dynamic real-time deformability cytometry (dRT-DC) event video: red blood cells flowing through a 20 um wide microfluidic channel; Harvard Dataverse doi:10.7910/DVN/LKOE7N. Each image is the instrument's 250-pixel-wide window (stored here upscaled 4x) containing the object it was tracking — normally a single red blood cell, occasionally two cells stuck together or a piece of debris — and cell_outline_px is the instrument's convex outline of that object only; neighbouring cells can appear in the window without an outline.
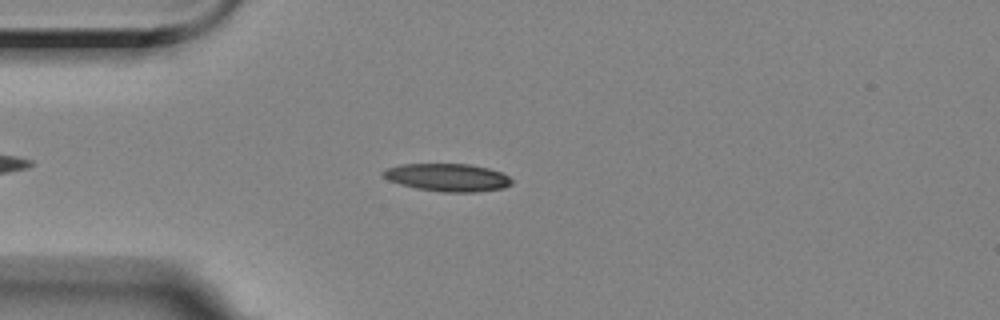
{"species": "Egyptian fruit bat (a non-hibernating species)", "species_latin": "Rousettus aegyptiacus", "temperature_condition": "room temperature", "stored_images_in_passage": 45, "camera_frame_rate_fps": 3000, "um_per_image_px": 0.085, "animal": {"sex": "female"}, "frame": {"image": 1, "passage_image": 7, "time_ms": 2.0, "image_size_px": [1000, 320], "cell_outline_px": [[512, 184], [504, 188], [476, 192], [440, 192], [416, 188], [400, 184], [388, 180], [380, 172], [388, 168], [400, 164], [468, 164], [488, 168], [500, 172], [508, 176], [512, 180]], "centroid_in_image_um": [38.04, 15.09], "position_along_channel_um": 47.0, "area_um2": 20.81}}
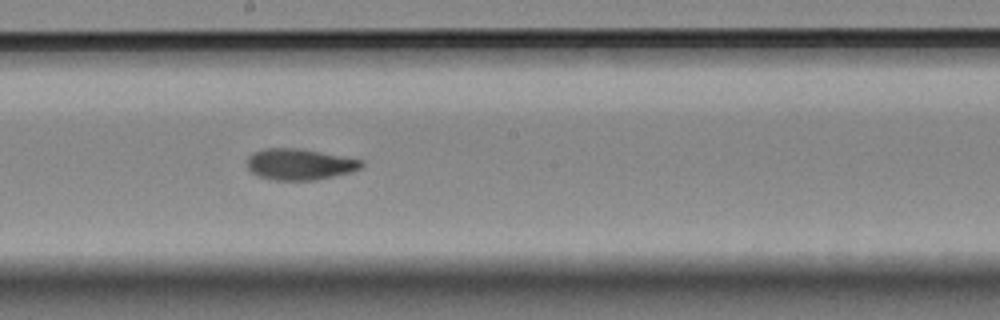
{"frame": {"image": 2, "passage_image": 23, "time_ms": 7.333, "image_size_px": [1000, 320], "cell_outline_px": [[364, 164], [360, 168], [352, 172], [316, 180], [272, 180], [260, 176], [252, 172], [248, 168], [248, 156], [252, 152], [264, 148], [300, 148], [364, 160]], "centroid_in_image_um": [25.48, 13.96], "position_along_channel_um": 222.7, "area_um2": 20.87}}
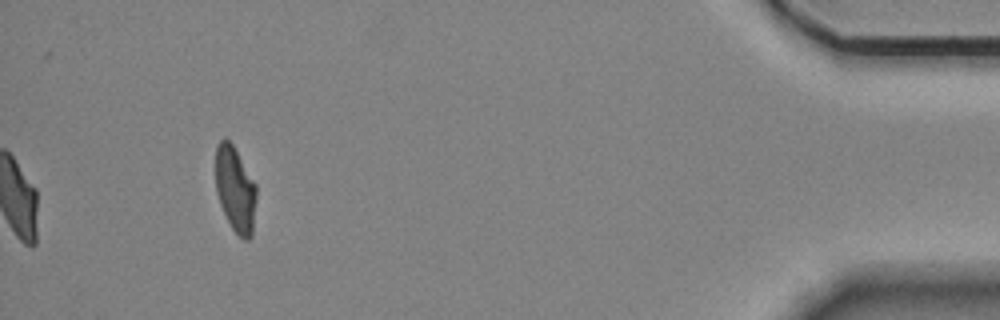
{"frame": {"image": 3, "passage_image": 45, "time_ms": 14.667, "image_size_px": [1000, 320], "cell_outline_px": [[256, 196], [252, 236], [248, 240], [244, 240], [232, 228], [220, 204], [216, 192], [216, 144], [224, 136], [232, 144], [256, 184]], "centroid_in_image_um": [19.99, 16.08], "position_along_channel_um": 415.2, "area_um2": 20.17}, "authors_computed_cell_mechanics": {"area_um2": 20.7502, "velocity_mm_per_s": 3.5231, "shape_relaxation_time_tau1_ms": 7.654, "shape_relaxation_time_tau2_ms": 2.2791, "deformation_change_tau1": 0.2079, "deformation_change_tau2": 0.0821}}